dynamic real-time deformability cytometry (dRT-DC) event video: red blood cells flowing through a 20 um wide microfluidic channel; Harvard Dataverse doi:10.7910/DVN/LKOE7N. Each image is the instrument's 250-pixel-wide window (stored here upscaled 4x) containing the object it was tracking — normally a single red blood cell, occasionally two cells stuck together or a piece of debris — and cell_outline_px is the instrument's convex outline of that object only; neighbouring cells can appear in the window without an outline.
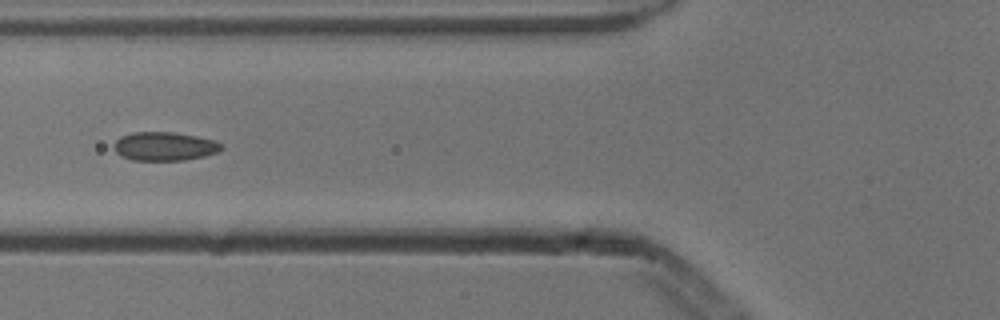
{"species": "common noctule bat (a hibernating species)", "species_latin": "Nyctalus noctula", "temperature_condition": "cold", "stored_images_in_passage": 9, "camera_frame_rate_fps": 3000, "um_per_image_px": 0.085, "animal": {"sex": "male", "body_mass_g": 13.3}, "frame": {"image": 1, "passage_image": 6, "time_ms": 1.667, "image_size_px": [1000, 320], "cell_outline_px": [[224, 148], [216, 152], [204, 156], [184, 160], [132, 160], [120, 156], [116, 152], [116, 140], [120, 136], [132, 132], [172, 132], [196, 136], [212, 140], [224, 144]], "centroid_in_image_um": [13.99, 12.43], "position_along_channel_um": 111.8, "area_um2": 17.86}}
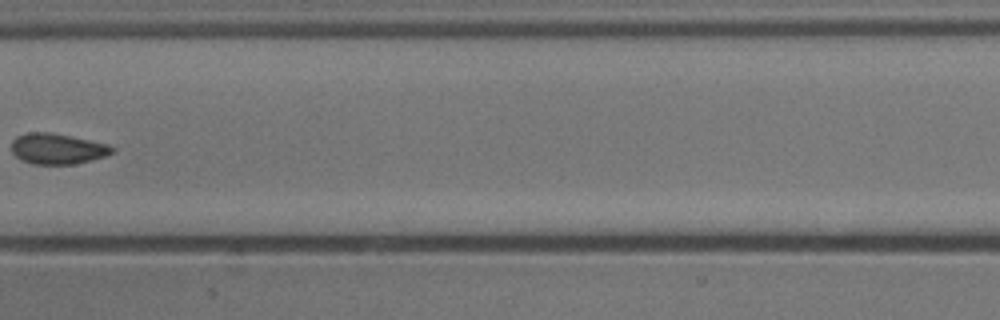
{"frame": {"image": 2, "passage_image": 8, "time_ms": 2.333, "image_size_px": [1000, 320], "cell_outline_px": [[116, 148], [112, 152], [104, 156], [92, 160], [72, 164], [32, 164], [16, 156], [12, 152], [12, 140], [16, 136], [28, 132], [52, 132], [72, 136], [108, 144]], "centroid_in_image_um": [4.88, 12.63], "position_along_channel_um": 202.5, "area_um2": 17.98}}
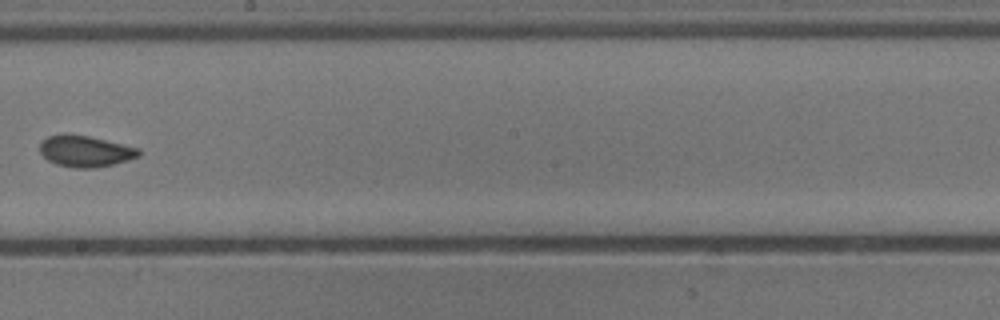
{"frame": {"image": 3, "passage_image": 9, "time_ms": 2.667, "image_size_px": [1000, 320], "cell_outline_px": [[140, 156], [128, 160], [96, 168], [72, 168], [56, 164], [48, 160], [40, 152], [40, 144], [48, 136], [64, 132], [88, 136], [140, 148]], "centroid_in_image_um": [7.24, 12.84], "position_along_channel_um": 241.0, "area_um2": 18.15}}